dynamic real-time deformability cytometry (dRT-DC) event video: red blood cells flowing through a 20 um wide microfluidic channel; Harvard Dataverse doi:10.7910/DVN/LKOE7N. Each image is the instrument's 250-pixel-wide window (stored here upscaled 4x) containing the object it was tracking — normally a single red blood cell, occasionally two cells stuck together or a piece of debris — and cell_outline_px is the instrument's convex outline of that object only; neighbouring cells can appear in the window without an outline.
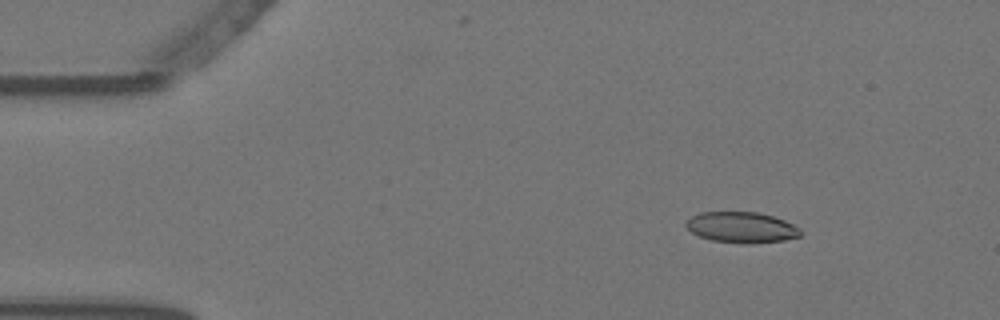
{"species": "Egyptian fruit bat (a non-hibernating species)", "species_latin": "Rousettus aegyptiacus", "temperature_condition": "warm", "stored_images_in_passage": 54, "camera_frame_rate_fps": 3000, "um_per_image_px": 0.085, "animal": {"sex": "female"}, "frame": {"image": 1, "passage_image": 5, "time_ms": 1.333, "image_size_px": [1000, 320], "cell_outline_px": [[804, 232], [800, 236], [784, 240], [712, 240], [700, 236], [692, 232], [684, 224], [692, 216], [700, 212], [756, 212], [772, 216], [784, 220], [800, 228]], "centroid_in_image_um": [63.03, 19.26], "position_along_channel_um": 22.0, "area_um2": 19.42}}
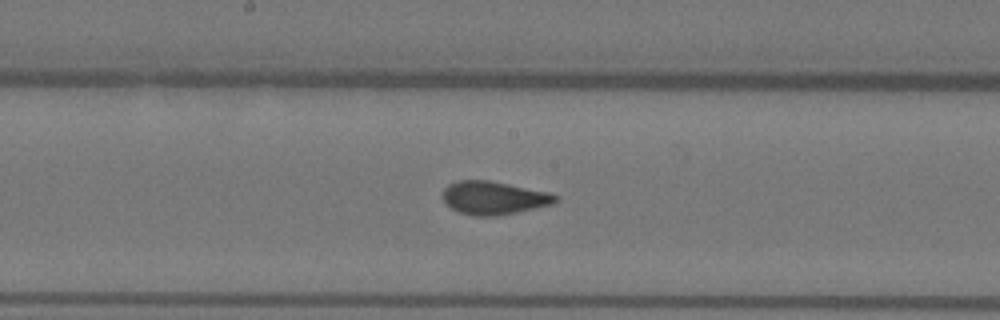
{"frame": {"image": 2, "passage_image": 27, "time_ms": 8.667, "image_size_px": [1000, 320], "cell_outline_px": [[560, 200], [556, 204], [496, 216], [476, 216], [460, 212], [452, 208], [444, 200], [444, 188], [448, 184], [456, 180], [488, 180], [548, 192], [560, 196]], "centroid_in_image_um": [42.03, 16.82], "position_along_channel_um": 206.2, "area_um2": 21.79}}
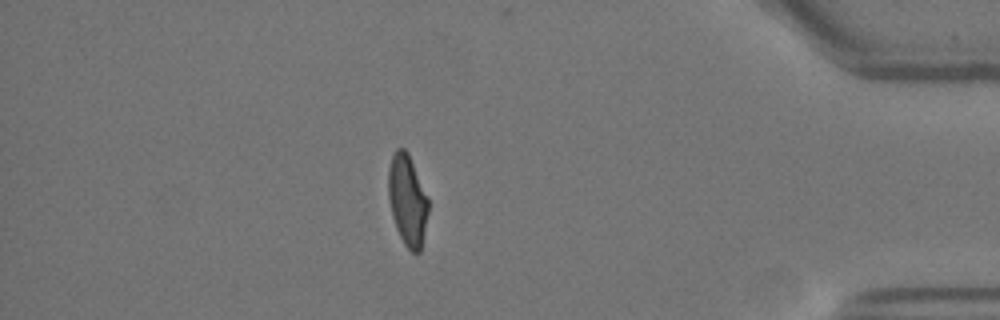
{"frame": {"image": 3, "passage_image": 47, "time_ms": 15.333, "image_size_px": [1000, 320], "cell_outline_px": [[428, 212], [420, 252], [412, 252], [404, 244], [396, 228], [392, 216], [388, 200], [388, 168], [392, 156], [396, 148], [404, 148], [408, 152], [428, 196]], "centroid_in_image_um": [34.62, 16.98], "position_along_channel_um": 400.6, "area_um2": 21.27}, "authors_computed_cell_mechanics": {"area_um2": 21.5016, "velocity_mm_per_s": 3.5327, "shape_relaxation_time_tau1_ms": 6.8683, "shape_relaxation_time_tau2_ms": 1.0729, "deformation_change_tau1": 0.2036, "deformation_change_tau2": 0.0572}}